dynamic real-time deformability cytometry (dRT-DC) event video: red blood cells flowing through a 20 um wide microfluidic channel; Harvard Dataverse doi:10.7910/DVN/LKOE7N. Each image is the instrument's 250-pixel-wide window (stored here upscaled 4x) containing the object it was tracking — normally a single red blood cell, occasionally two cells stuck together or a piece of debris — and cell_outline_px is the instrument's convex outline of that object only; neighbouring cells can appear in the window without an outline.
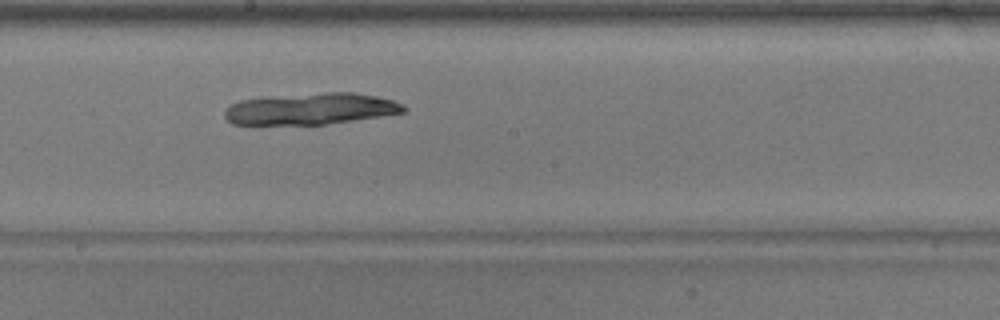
{"species": "common noctule bat (a hibernating species)", "species_latin": "Nyctalus noctula", "temperature_condition": "warm", "stored_images_in_passage": 38, "camera_frame_rate_fps": 3000, "um_per_image_px": 0.085, "animal": {"sex": "male", "body_mass_g": 17.9}, "frame": {"image": 1, "passage_image": 17, "time_ms": 5.333, "image_size_px": [1000, 320], "cell_outline_px": [[408, 108], [404, 112], [380, 116], [324, 124], [232, 124], [224, 116], [224, 108], [240, 100], [264, 96], [324, 92], [356, 92], [376, 96], [392, 100], [404, 104]], "centroid_in_image_um": [26.4, 9.23], "position_along_channel_um": 221.8, "area_um2": 33.0}}
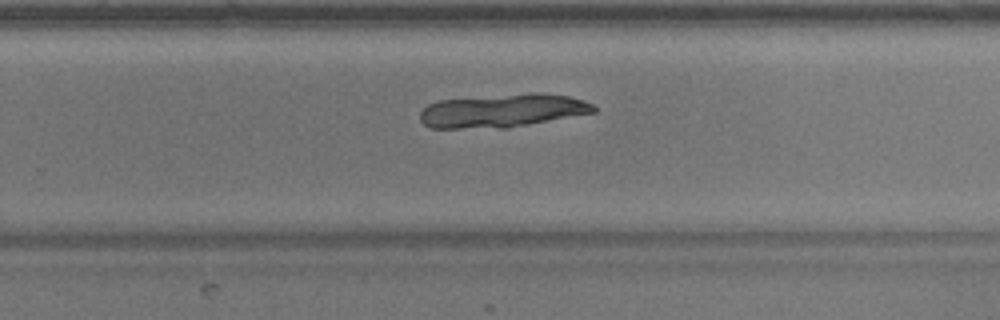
{"frame": {"image": 2, "passage_image": 22, "time_ms": 7.0, "image_size_px": [1000, 320], "cell_outline_px": [[596, 112], [508, 128], [428, 128], [420, 120], [420, 112], [428, 104], [436, 100], [532, 92], [540, 92], [568, 96], [584, 100], [592, 104], [596, 108]], "centroid_in_image_um": [42.69, 9.4], "position_along_channel_um": 287.1, "area_um2": 34.1}}